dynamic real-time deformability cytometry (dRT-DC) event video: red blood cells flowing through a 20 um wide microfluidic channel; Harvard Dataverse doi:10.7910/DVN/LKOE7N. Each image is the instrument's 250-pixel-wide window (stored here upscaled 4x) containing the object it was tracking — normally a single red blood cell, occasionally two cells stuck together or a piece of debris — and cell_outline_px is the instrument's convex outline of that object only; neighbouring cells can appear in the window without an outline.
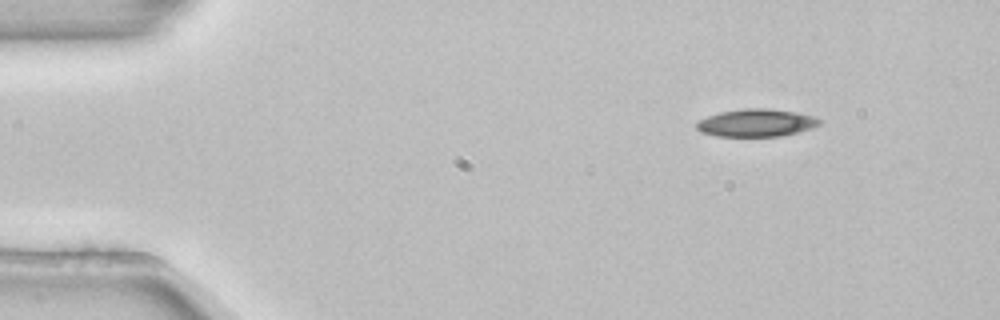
{"species": "common noctule bat (a hibernating species)", "species_latin": "Nyctalus noctula", "temperature_condition": "room temperature", "stored_images_in_passage": 3, "camera_frame_rate_fps": 3000, "um_per_image_px": 0.085, "animal": {"sex": "female", "body_mass_g": 22.7, "forearm_length_mm": 54.2}, "frame": {"image": 1, "passage_image": 1, "time_ms": 0.0, "image_size_px": [1000, 320], "cell_outline_px": [[824, 120], [820, 124], [812, 128], [780, 136], [716, 136], [700, 132], [696, 128], [696, 120], [720, 112], [744, 108], [768, 108], [796, 112], [816, 116]], "centroid_in_image_um": [64.29, 10.43], "position_along_channel_um": 20.7, "area_um2": 20.0}}